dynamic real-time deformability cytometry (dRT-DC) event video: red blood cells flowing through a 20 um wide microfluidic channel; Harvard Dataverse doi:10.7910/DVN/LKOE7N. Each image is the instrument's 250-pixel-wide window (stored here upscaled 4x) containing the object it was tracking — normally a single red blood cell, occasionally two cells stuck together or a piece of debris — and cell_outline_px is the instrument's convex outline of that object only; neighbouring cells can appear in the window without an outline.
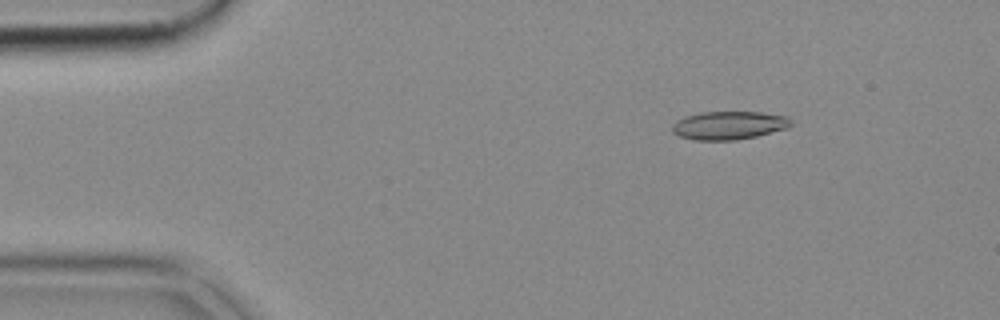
{"species": "common noctule bat (a hibernating species)", "species_latin": "Nyctalus noctula", "temperature_condition": "cold", "stored_images_in_passage": 52, "camera_frame_rate_fps": 3000, "um_per_image_px": 0.085, "animal": {"sex": "female", "body_mass_g": 18.4}, "frame": {"image": 1, "passage_image": 7, "time_ms": 2.0, "image_size_px": [1000, 320], "cell_outline_px": [[792, 124], [788, 128], [756, 136], [736, 140], [696, 140], [680, 136], [672, 132], [672, 124], [676, 120], [684, 116], [700, 112], [760, 112], [788, 116]], "centroid_in_image_um": [61.94, 10.65], "position_along_channel_um": 23.1, "area_um2": 19.65}}
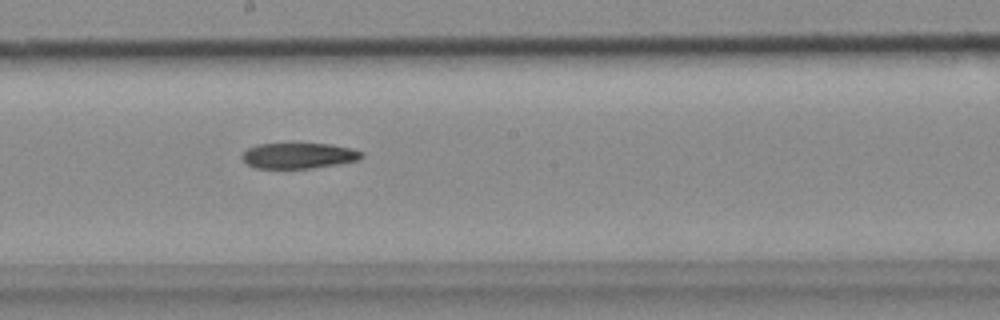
{"frame": {"image": 2, "passage_image": 28, "time_ms": 9.0, "image_size_px": [1000, 320], "cell_outline_px": [[364, 156], [356, 160], [336, 164], [308, 168], [256, 168], [244, 164], [240, 156], [248, 148], [256, 144], [332, 144], [352, 148], [364, 152]], "centroid_in_image_um": [25.34, 13.23], "position_along_channel_um": 222.9, "area_um2": 17.86}}
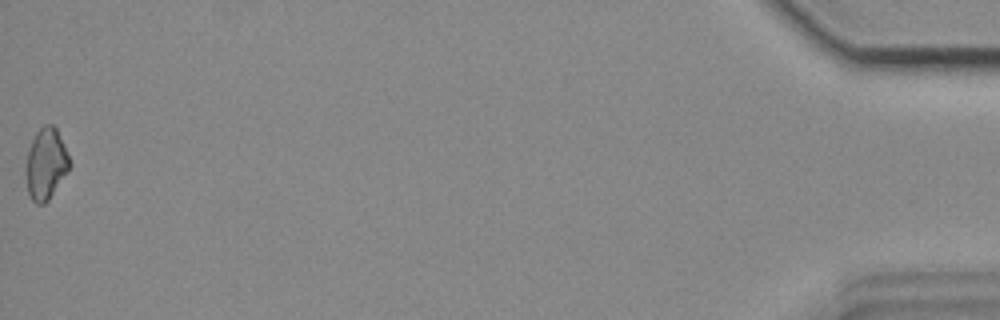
{"frame": {"image": 3, "passage_image": 52, "time_ms": 17.0, "image_size_px": [1000, 320], "cell_outline_px": [[72, 164], [48, 200], [44, 204], [36, 204], [32, 200], [28, 192], [28, 152], [32, 140], [36, 132], [44, 124], [52, 124], [56, 128], [64, 144]], "centroid_in_image_um": [3.94, 13.9], "position_along_channel_um": 431.3, "area_um2": 17.57}}